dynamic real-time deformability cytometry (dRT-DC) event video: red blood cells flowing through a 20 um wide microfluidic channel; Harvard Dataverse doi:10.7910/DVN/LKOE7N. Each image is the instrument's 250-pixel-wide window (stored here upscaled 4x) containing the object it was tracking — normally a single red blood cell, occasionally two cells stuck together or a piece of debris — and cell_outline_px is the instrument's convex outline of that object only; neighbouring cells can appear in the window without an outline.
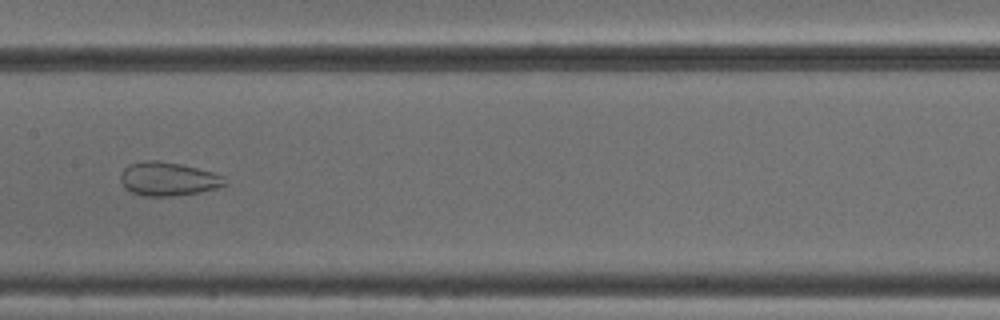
{"species": "common noctule bat (a hibernating species)", "species_latin": "Nyctalus noctula", "temperature_condition": "cold", "stored_images_in_passage": 39, "camera_frame_rate_fps": 3000, "um_per_image_px": 0.085, "animal": {"sex": "male", "body_mass_g": 18.8}, "frame": {"image": 1, "passage_image": 20, "time_ms": 6.333, "image_size_px": [1000, 320], "cell_outline_px": [[228, 184], [216, 188], [200, 192], [168, 196], [144, 196], [132, 192], [120, 180], [120, 172], [128, 164], [144, 160], [156, 160], [180, 164], [212, 172], [224, 176]], "centroid_in_image_um": [14.29, 15.2], "position_along_channel_um": 193.1, "area_um2": 20.35}}
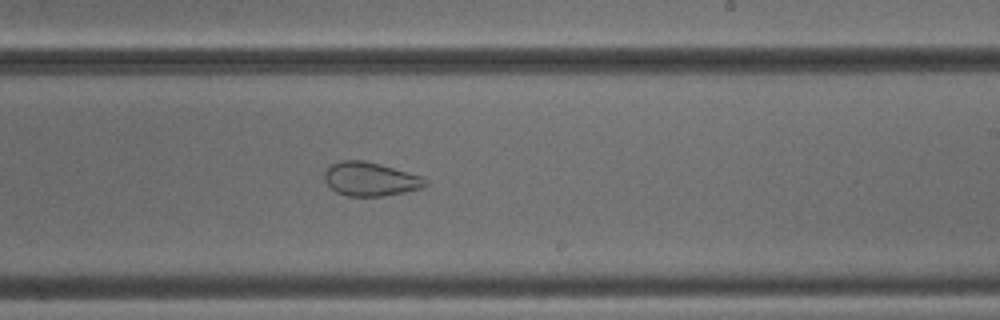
{"frame": {"image": 2, "passage_image": 25, "time_ms": 8.0, "image_size_px": [1000, 320], "cell_outline_px": [[428, 184], [420, 188], [404, 192], [384, 196], [348, 196], [336, 192], [324, 180], [324, 172], [332, 164], [340, 160], [364, 160], [380, 164], [420, 176], [428, 180]], "centroid_in_image_um": [31.46, 15.22], "position_along_channel_um": 257.5, "area_um2": 19.71}}
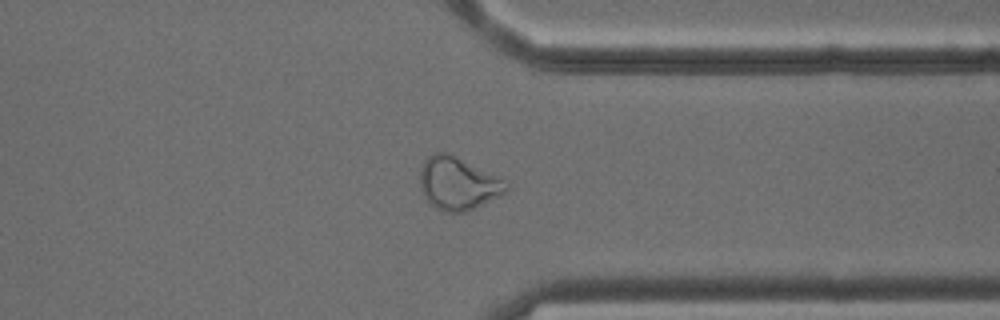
{"frame": {"image": 3, "passage_image": 34, "time_ms": 11.0, "image_size_px": [1000, 320], "cell_outline_px": [[508, 192], [500, 196], [464, 212], [444, 212], [436, 208], [424, 196], [420, 184], [420, 168], [424, 160], [432, 152], [448, 152], [504, 180], [508, 184]], "centroid_in_image_um": [38.91, 15.58], "position_along_channel_um": 372.5, "area_um2": 26.3}}